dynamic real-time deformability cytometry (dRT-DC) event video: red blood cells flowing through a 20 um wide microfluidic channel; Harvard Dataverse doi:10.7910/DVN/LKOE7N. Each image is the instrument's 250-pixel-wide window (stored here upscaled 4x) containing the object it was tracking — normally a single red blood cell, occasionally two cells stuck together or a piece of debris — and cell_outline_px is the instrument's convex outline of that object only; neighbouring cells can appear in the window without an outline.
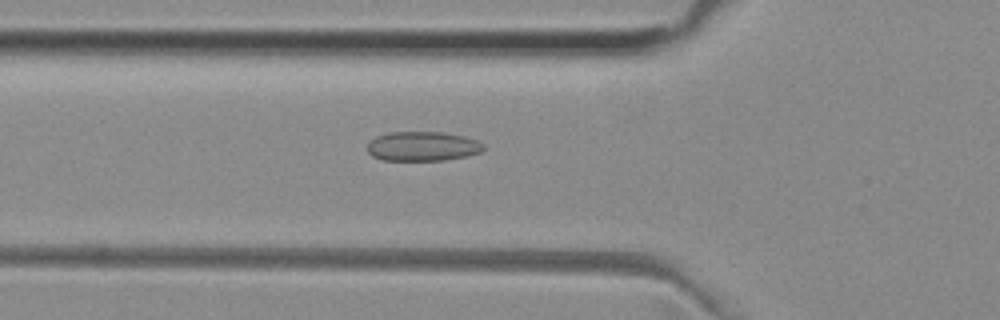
{"species": "common noctule bat (a hibernating species)", "species_latin": "Nyctalus noctula", "temperature_condition": "room temperature", "stored_images_in_passage": 36, "camera_frame_rate_fps": 3000, "um_per_image_px": 0.085, "animal": {"sex": "female", "body_mass_g": 29.2, "forearm_length_mm": 56.3}, "frame": {"image": 1, "passage_image": 2, "time_ms": 0.333, "image_size_px": [1000, 320], "cell_outline_px": [[484, 148], [480, 152], [468, 156], [444, 160], [380, 160], [372, 156], [368, 152], [368, 144], [376, 136], [388, 132], [444, 132], [464, 136], [476, 140], [484, 144]], "centroid_in_image_um": [35.92, 12.43], "position_along_channel_um": 89.9, "area_um2": 20.0}}
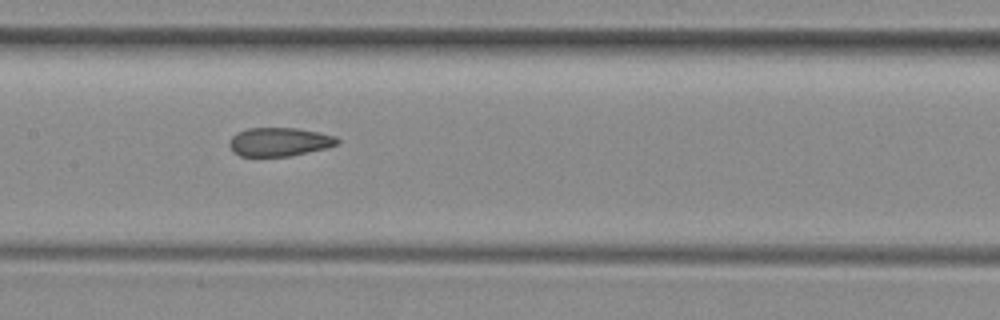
{"frame": {"image": 2, "passage_image": 9, "time_ms": 2.667, "image_size_px": [1000, 320], "cell_outline_px": [[340, 140], [336, 144], [324, 148], [288, 156], [240, 156], [232, 152], [228, 144], [232, 136], [236, 132], [248, 128], [296, 128], [320, 132], [336, 136]], "centroid_in_image_um": [23.69, 12.05], "position_along_channel_um": 183.7, "area_um2": 17.98}}
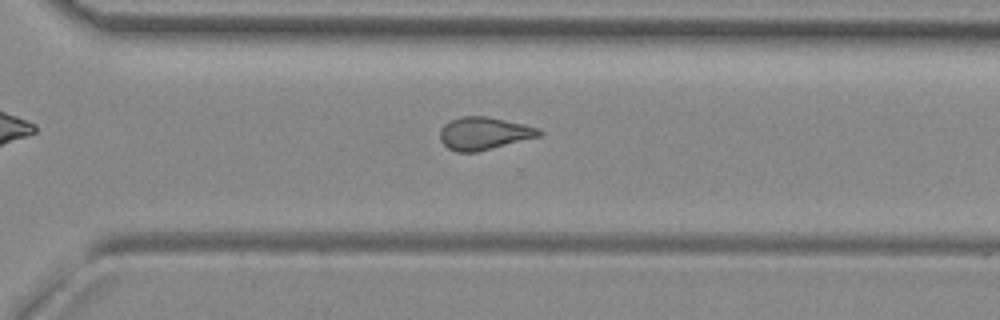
{"frame": {"image": 3, "passage_image": 20, "time_ms": 6.333, "image_size_px": [1000, 320], "cell_outline_px": [[544, 132], [540, 136], [476, 152], [456, 152], [448, 148], [440, 140], [440, 128], [444, 124], [460, 116], [488, 116], [524, 124], [540, 128]], "centroid_in_image_um": [41.14, 11.33], "position_along_channel_um": 329.5, "area_um2": 18.9}}